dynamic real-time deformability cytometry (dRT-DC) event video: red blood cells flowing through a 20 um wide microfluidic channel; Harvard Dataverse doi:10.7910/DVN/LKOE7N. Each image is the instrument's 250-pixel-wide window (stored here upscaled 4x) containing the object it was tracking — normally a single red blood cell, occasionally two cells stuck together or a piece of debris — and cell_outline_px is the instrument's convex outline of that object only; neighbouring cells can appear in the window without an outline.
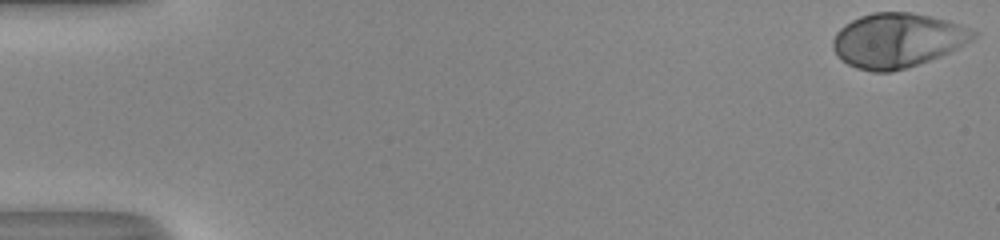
{"species": "human", "species_latin": "Homo sapiens", "temperature_condition": "room temperature", "stored_images_in_passage": 44, "camera_frame_rate_fps": 3000, "um_per_image_px": 0.085, "donor": {"sex": "male"}, "frame": {"image": 1, "passage_image": 1, "time_ms": 0.0, "image_size_px": [1000, 240], "cell_outline_px": [[980, 32], [972, 40], [940, 56], [892, 72], [872, 72], [856, 68], [848, 64], [832, 48], [832, 40], [836, 32], [844, 24], [860, 16], [872, 12], [912, 12], [948, 20], [960, 24]], "centroid_in_image_um": [76.28, 3.41], "position_along_channel_um": 8.7, "area_um2": 44.39}}
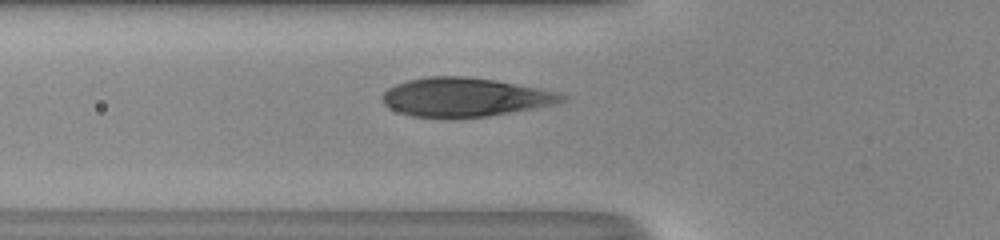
{"frame": {"image": 2, "passage_image": 20, "time_ms": 6.333, "image_size_px": [1000, 240], "cell_outline_px": [[568, 100], [552, 104], [532, 108], [488, 116], [412, 116], [388, 108], [380, 100], [380, 96], [388, 88], [396, 84], [408, 80], [428, 76], [464, 76], [496, 80], [556, 92], [568, 96]], "centroid_in_image_um": [39.47, 8.24], "position_along_channel_um": 86.3, "area_um2": 39.94}}
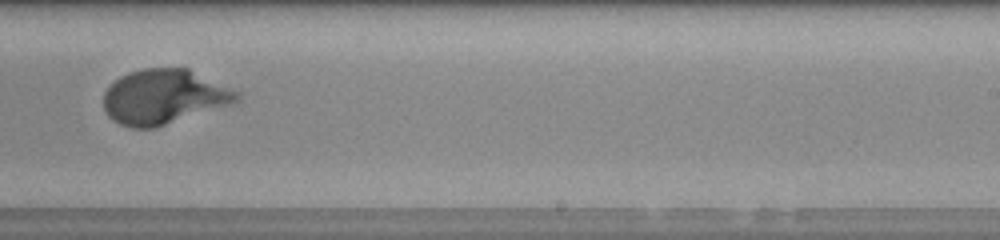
{"frame": {"image": 3, "passage_image": 34, "time_ms": 11.0, "image_size_px": [1000, 240], "cell_outline_px": [[240, 100], [232, 104], [152, 128], [132, 128], [120, 124], [112, 120], [108, 116], [104, 108], [104, 92], [120, 76], [128, 72], [144, 68], [188, 68], [240, 92]], "centroid_in_image_um": [13.94, 8.22], "position_along_channel_um": 275.1, "area_um2": 42.31}, "authors_computed_cell_mechanics": {"area_um2": 42.3385, "velocity_mm_per_s": 4.0529, "shape_relaxation_time_tau1_ms": 2.9208, "shape_relaxation_time_tau2_ms": null, "deformation_change_tau1": 0.2048, "deformation_change_tau2": null}}